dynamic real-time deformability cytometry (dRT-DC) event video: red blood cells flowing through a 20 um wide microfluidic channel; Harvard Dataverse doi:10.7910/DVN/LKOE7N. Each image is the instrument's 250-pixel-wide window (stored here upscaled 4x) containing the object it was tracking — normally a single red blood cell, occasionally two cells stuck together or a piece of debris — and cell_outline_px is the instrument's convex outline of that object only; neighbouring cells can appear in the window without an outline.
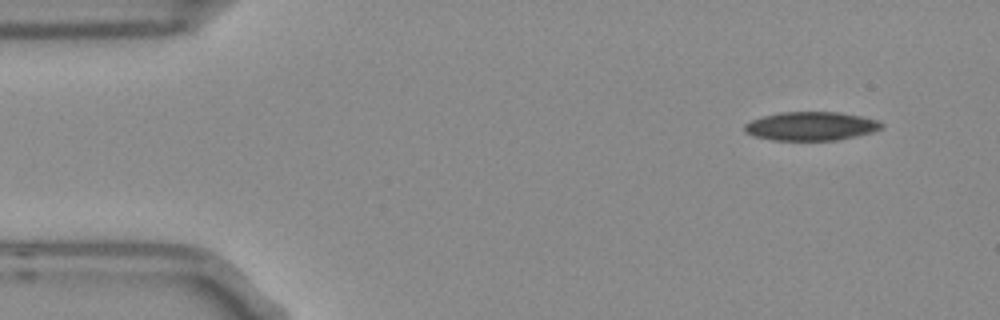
{"species": "Egyptian fruit bat (a non-hibernating species)", "species_latin": "Rousettus aegyptiacus", "temperature_condition": "room temperature", "stored_images_in_passage": 5, "camera_frame_rate_fps": 3000, "um_per_image_px": 0.085, "frame": {"image": 1, "passage_image": 1, "time_ms": 0.0, "image_size_px": [1000, 320], "cell_outline_px": [[884, 128], [872, 132], [856, 136], [836, 140], [772, 140], [756, 136], [744, 132], [744, 124], [752, 120], [764, 116], [780, 112], [840, 112], [860, 116], [876, 120], [884, 124]], "centroid_in_image_um": [68.95, 10.72], "position_along_channel_um": 16.1, "area_um2": 22.83}}
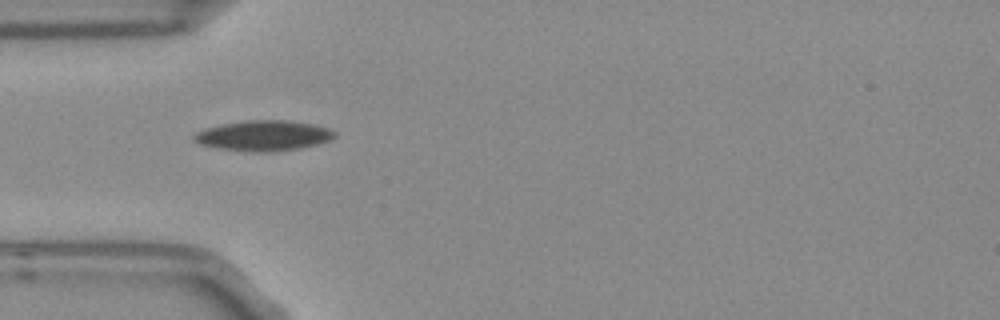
{"frame": {"image": 2, "passage_image": 4, "time_ms": 1.0, "image_size_px": [1000, 320], "cell_outline_px": [[336, 136], [328, 140], [316, 144], [296, 148], [272, 152], [252, 152], [216, 148], [200, 144], [192, 140], [192, 136], [196, 132], [204, 128], [224, 124], [248, 120], [288, 120], [312, 124], [328, 128], [336, 132]], "centroid_in_image_um": [22.35, 11.53], "position_along_channel_um": 62.6, "area_um2": 24.8}}
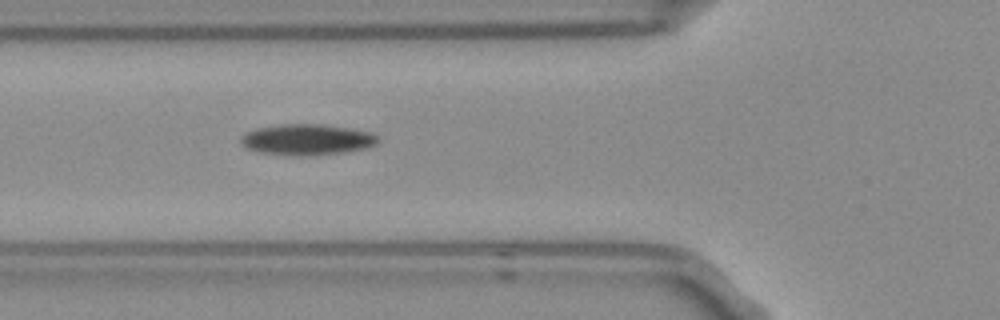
{"frame": {"image": 3, "passage_image": 5, "time_ms": 1.333, "image_size_px": [1000, 320], "cell_outline_px": [[380, 140], [376, 144], [364, 148], [340, 152], [300, 156], [288, 156], [260, 152], [248, 148], [240, 140], [248, 132], [256, 128], [284, 124], [324, 124], [352, 128], [372, 132], [380, 136]], "centroid_in_image_um": [26.16, 11.85], "position_along_channel_um": 99.6, "area_um2": 24.57}}